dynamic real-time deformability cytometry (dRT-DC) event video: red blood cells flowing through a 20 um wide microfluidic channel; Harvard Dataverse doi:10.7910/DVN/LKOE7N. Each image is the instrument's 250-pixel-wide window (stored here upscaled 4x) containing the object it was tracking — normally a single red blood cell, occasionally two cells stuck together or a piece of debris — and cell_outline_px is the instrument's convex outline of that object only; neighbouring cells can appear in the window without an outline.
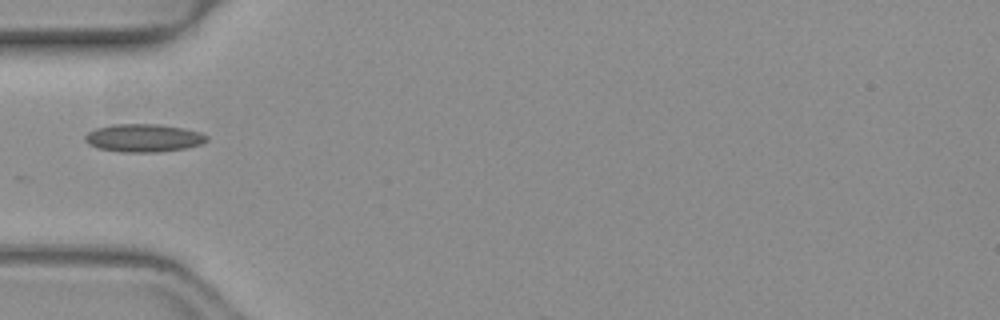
{"species": "common noctule bat (a hibernating species)", "species_latin": "Nyctalus noctula", "temperature_condition": "warm", "stored_images_in_passage": 3, "camera_frame_rate_fps": 3000, "um_per_image_px": 0.085, "animal": {"sex": "female", "body_mass_g": 19.3, "forearm_length_mm": 54.1}, "frame": {"image": 1, "passage_image": 1, "time_ms": 0.0, "image_size_px": [1000, 320], "cell_outline_px": [[208, 140], [200, 144], [184, 148], [156, 152], [124, 152], [100, 148], [88, 144], [84, 140], [84, 136], [88, 132], [96, 128], [112, 124], [160, 124], [184, 128], [200, 132], [208, 136]], "centroid_in_image_um": [12.2, 11.71], "position_along_channel_um": 72.8, "area_um2": 19.77}}